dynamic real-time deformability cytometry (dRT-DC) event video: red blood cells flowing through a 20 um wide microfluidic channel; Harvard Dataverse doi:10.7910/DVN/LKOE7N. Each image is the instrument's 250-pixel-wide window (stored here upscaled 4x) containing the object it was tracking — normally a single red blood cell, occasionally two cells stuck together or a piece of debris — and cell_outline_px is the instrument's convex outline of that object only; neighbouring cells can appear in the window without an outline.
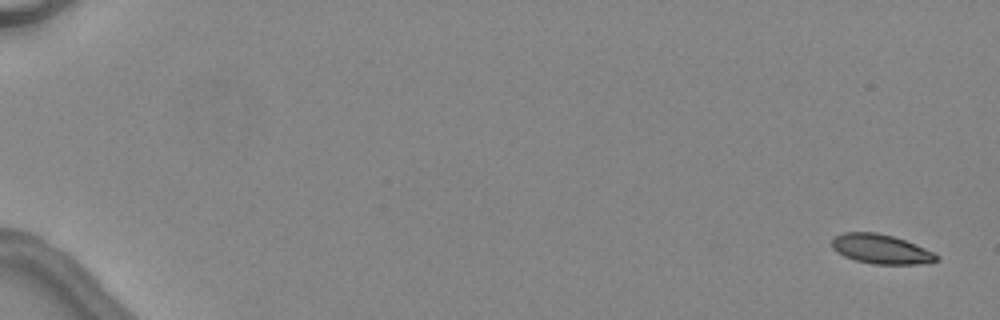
{"species": "common noctule bat (a hibernating species)", "species_latin": "Nyctalus noctula", "temperature_condition": "warm", "stored_images_in_passage": 6, "camera_frame_rate_fps": 3000, "um_per_image_px": 0.085, "animal": {"sex": "female", "body_mass_g": 24.6, "forearm_length_mm": 56.2}, "frame": {"image": 1, "passage_image": 1, "time_ms": 0.0, "image_size_px": [1000, 320], "cell_outline_px": [[940, 260], [920, 264], [872, 264], [856, 260], [844, 256], [836, 252], [832, 248], [832, 236], [844, 232], [876, 232], [892, 236], [916, 244], [940, 256]], "centroid_in_image_um": [74.86, 21.17], "position_along_channel_um": 10.1, "area_um2": 18.03}}
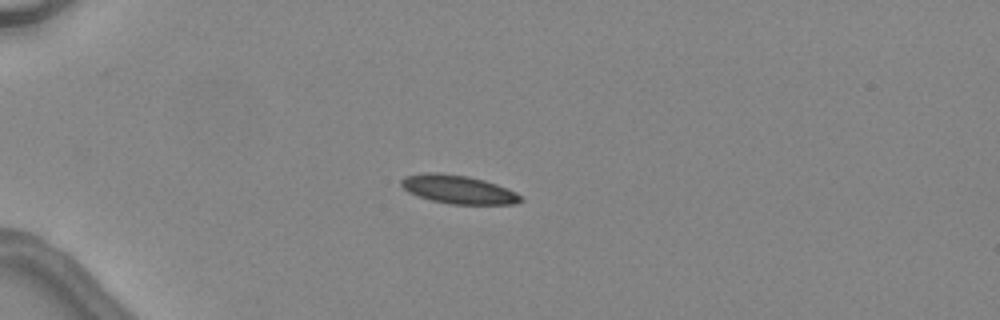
{"frame": {"image": 2, "passage_image": 4, "time_ms": 4.333, "image_size_px": [1000, 320], "cell_outline_px": [[524, 200], [516, 204], [452, 204], [432, 200], [408, 192], [400, 184], [400, 180], [404, 176], [428, 172], [436, 172], [468, 176], [484, 180], [508, 188], [524, 196]], "centroid_in_image_um": [38.99, 16.1], "position_along_channel_um": 46.0, "area_um2": 19.88}}